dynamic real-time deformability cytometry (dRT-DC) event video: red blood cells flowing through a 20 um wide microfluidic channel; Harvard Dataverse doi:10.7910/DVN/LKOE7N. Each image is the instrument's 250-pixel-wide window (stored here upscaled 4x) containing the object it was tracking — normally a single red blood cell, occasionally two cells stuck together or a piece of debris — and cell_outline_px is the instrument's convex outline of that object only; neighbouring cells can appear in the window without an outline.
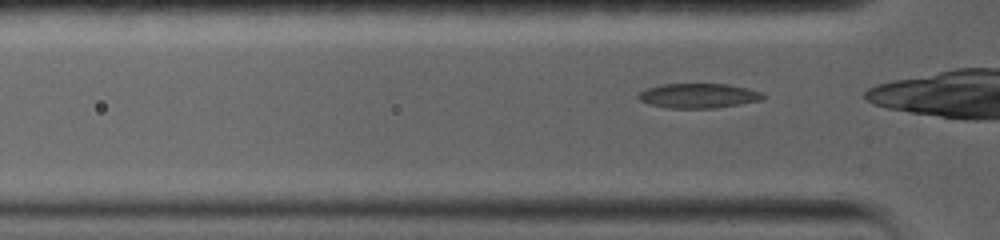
{"species": "common noctule bat (a hibernating species)", "species_latin": "Nyctalus noctula", "temperature_condition": "warm", "stored_images_in_passage": 41, "camera_frame_rate_fps": 5000, "um_per_image_px": 0.085, "animal": {"sex": "female", "body_mass_g": 19.0, "forearm_length_mm": 56.7}, "frame": {"image": 1, "passage_image": 2, "time_ms": 0.2, "image_size_px": [1000, 240], "cell_outline_px": [[768, 96], [760, 100], [740, 104], [716, 108], [664, 108], [648, 104], [640, 100], [636, 96], [640, 92], [648, 88], [660, 84], [728, 84], [748, 88], [760, 92]], "centroid_in_image_um": [59.36, 8.14], "position_along_channel_um": 66.4, "area_um2": 18.03}}
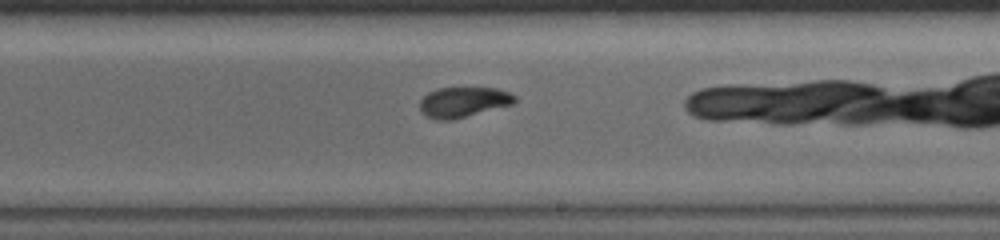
{"frame": {"image": 2, "passage_image": 17, "time_ms": 5.2, "image_size_px": [1000, 240], "cell_outline_px": [[516, 100], [512, 104], [452, 120], [436, 120], [420, 112], [420, 100], [428, 92], [436, 88], [496, 88], [508, 92], [516, 96]], "centroid_in_image_um": [39.35, 8.67], "position_along_channel_um": 249.6, "area_um2": 16.65}}
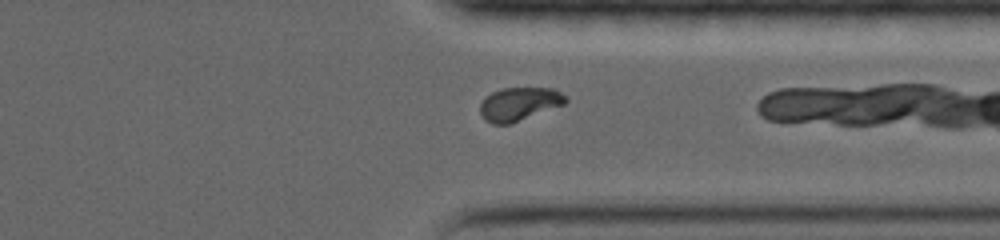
{"frame": {"image": 3, "passage_image": 27, "time_ms": 8.4, "image_size_px": [1000, 240], "cell_outline_px": [[568, 100], [564, 104], [512, 124], [492, 124], [484, 120], [480, 112], [480, 104], [492, 92], [500, 88], [552, 88], [568, 96]], "centroid_in_image_um": [44.14, 8.85], "position_along_channel_um": 367.3, "area_um2": 16.7}}